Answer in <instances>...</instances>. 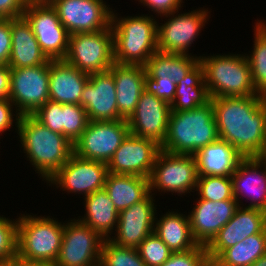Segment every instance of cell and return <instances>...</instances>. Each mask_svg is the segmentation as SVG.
Here are the masks:
<instances>
[{
    "label": "cell",
    "mask_w": 266,
    "mask_h": 266,
    "mask_svg": "<svg viewBox=\"0 0 266 266\" xmlns=\"http://www.w3.org/2000/svg\"><path fill=\"white\" fill-rule=\"evenodd\" d=\"M219 139L227 141L244 158L266 150L264 95L212 98Z\"/></svg>",
    "instance_id": "1"
},
{
    "label": "cell",
    "mask_w": 266,
    "mask_h": 266,
    "mask_svg": "<svg viewBox=\"0 0 266 266\" xmlns=\"http://www.w3.org/2000/svg\"><path fill=\"white\" fill-rule=\"evenodd\" d=\"M17 129L21 148L43 181L47 182L74 153V144L66 136L53 132L33 115H20Z\"/></svg>",
    "instance_id": "2"
},
{
    "label": "cell",
    "mask_w": 266,
    "mask_h": 266,
    "mask_svg": "<svg viewBox=\"0 0 266 266\" xmlns=\"http://www.w3.org/2000/svg\"><path fill=\"white\" fill-rule=\"evenodd\" d=\"M219 139L212 101L197 108L171 112L166 138L161 150L194 155Z\"/></svg>",
    "instance_id": "3"
},
{
    "label": "cell",
    "mask_w": 266,
    "mask_h": 266,
    "mask_svg": "<svg viewBox=\"0 0 266 266\" xmlns=\"http://www.w3.org/2000/svg\"><path fill=\"white\" fill-rule=\"evenodd\" d=\"M112 9L114 61L120 65L145 66L157 51V22L153 15L118 18Z\"/></svg>",
    "instance_id": "4"
},
{
    "label": "cell",
    "mask_w": 266,
    "mask_h": 266,
    "mask_svg": "<svg viewBox=\"0 0 266 266\" xmlns=\"http://www.w3.org/2000/svg\"><path fill=\"white\" fill-rule=\"evenodd\" d=\"M199 62L204 69V82L211 99L261 95L253 85L245 54L199 56Z\"/></svg>",
    "instance_id": "5"
},
{
    "label": "cell",
    "mask_w": 266,
    "mask_h": 266,
    "mask_svg": "<svg viewBox=\"0 0 266 266\" xmlns=\"http://www.w3.org/2000/svg\"><path fill=\"white\" fill-rule=\"evenodd\" d=\"M65 223L51 216L20 214L17 228V256L53 266L62 244Z\"/></svg>",
    "instance_id": "6"
},
{
    "label": "cell",
    "mask_w": 266,
    "mask_h": 266,
    "mask_svg": "<svg viewBox=\"0 0 266 266\" xmlns=\"http://www.w3.org/2000/svg\"><path fill=\"white\" fill-rule=\"evenodd\" d=\"M64 60L86 74L108 71L115 63L111 26L96 32L69 35Z\"/></svg>",
    "instance_id": "7"
},
{
    "label": "cell",
    "mask_w": 266,
    "mask_h": 266,
    "mask_svg": "<svg viewBox=\"0 0 266 266\" xmlns=\"http://www.w3.org/2000/svg\"><path fill=\"white\" fill-rule=\"evenodd\" d=\"M197 179L196 160L193 155L174 154L161 150L149 178L150 193L157 189L155 192L185 195L195 192L192 190H196Z\"/></svg>",
    "instance_id": "8"
},
{
    "label": "cell",
    "mask_w": 266,
    "mask_h": 266,
    "mask_svg": "<svg viewBox=\"0 0 266 266\" xmlns=\"http://www.w3.org/2000/svg\"><path fill=\"white\" fill-rule=\"evenodd\" d=\"M9 99L20 115H33L49 99V61L43 65L10 68Z\"/></svg>",
    "instance_id": "9"
},
{
    "label": "cell",
    "mask_w": 266,
    "mask_h": 266,
    "mask_svg": "<svg viewBox=\"0 0 266 266\" xmlns=\"http://www.w3.org/2000/svg\"><path fill=\"white\" fill-rule=\"evenodd\" d=\"M130 133L125 119L89 121L74 143V153L84 159L108 164L115 151Z\"/></svg>",
    "instance_id": "10"
},
{
    "label": "cell",
    "mask_w": 266,
    "mask_h": 266,
    "mask_svg": "<svg viewBox=\"0 0 266 266\" xmlns=\"http://www.w3.org/2000/svg\"><path fill=\"white\" fill-rule=\"evenodd\" d=\"M209 12L202 8L188 13L180 12V14L178 10L165 15L168 20L164 21V24H157V51L192 55L189 54L188 48L194 44L193 42L209 20Z\"/></svg>",
    "instance_id": "11"
},
{
    "label": "cell",
    "mask_w": 266,
    "mask_h": 266,
    "mask_svg": "<svg viewBox=\"0 0 266 266\" xmlns=\"http://www.w3.org/2000/svg\"><path fill=\"white\" fill-rule=\"evenodd\" d=\"M23 17L30 24L39 46L49 60H64L69 33L52 5L26 4Z\"/></svg>",
    "instance_id": "12"
},
{
    "label": "cell",
    "mask_w": 266,
    "mask_h": 266,
    "mask_svg": "<svg viewBox=\"0 0 266 266\" xmlns=\"http://www.w3.org/2000/svg\"><path fill=\"white\" fill-rule=\"evenodd\" d=\"M104 239L78 219L65 223L62 244L53 266H99Z\"/></svg>",
    "instance_id": "13"
},
{
    "label": "cell",
    "mask_w": 266,
    "mask_h": 266,
    "mask_svg": "<svg viewBox=\"0 0 266 266\" xmlns=\"http://www.w3.org/2000/svg\"><path fill=\"white\" fill-rule=\"evenodd\" d=\"M108 173L106 163L84 159L73 153L47 183L67 193L87 196L104 188Z\"/></svg>",
    "instance_id": "14"
},
{
    "label": "cell",
    "mask_w": 266,
    "mask_h": 266,
    "mask_svg": "<svg viewBox=\"0 0 266 266\" xmlns=\"http://www.w3.org/2000/svg\"><path fill=\"white\" fill-rule=\"evenodd\" d=\"M52 6L69 35L111 26L112 8L103 0H56Z\"/></svg>",
    "instance_id": "15"
},
{
    "label": "cell",
    "mask_w": 266,
    "mask_h": 266,
    "mask_svg": "<svg viewBox=\"0 0 266 266\" xmlns=\"http://www.w3.org/2000/svg\"><path fill=\"white\" fill-rule=\"evenodd\" d=\"M160 151L156 142L129 133L108 162V172L149 179Z\"/></svg>",
    "instance_id": "16"
},
{
    "label": "cell",
    "mask_w": 266,
    "mask_h": 266,
    "mask_svg": "<svg viewBox=\"0 0 266 266\" xmlns=\"http://www.w3.org/2000/svg\"><path fill=\"white\" fill-rule=\"evenodd\" d=\"M154 193H149L140 202L119 212L115 236L109 240L116 245L137 248L139 244L152 232H154L155 216L157 208Z\"/></svg>",
    "instance_id": "17"
},
{
    "label": "cell",
    "mask_w": 266,
    "mask_h": 266,
    "mask_svg": "<svg viewBox=\"0 0 266 266\" xmlns=\"http://www.w3.org/2000/svg\"><path fill=\"white\" fill-rule=\"evenodd\" d=\"M170 104L146 90L140 95L133 114L127 120L130 133L162 146L168 130Z\"/></svg>",
    "instance_id": "18"
},
{
    "label": "cell",
    "mask_w": 266,
    "mask_h": 266,
    "mask_svg": "<svg viewBox=\"0 0 266 266\" xmlns=\"http://www.w3.org/2000/svg\"><path fill=\"white\" fill-rule=\"evenodd\" d=\"M258 233H266V212L257 208L239 206L232 219L219 230L206 247L210 263L225 249Z\"/></svg>",
    "instance_id": "19"
},
{
    "label": "cell",
    "mask_w": 266,
    "mask_h": 266,
    "mask_svg": "<svg viewBox=\"0 0 266 266\" xmlns=\"http://www.w3.org/2000/svg\"><path fill=\"white\" fill-rule=\"evenodd\" d=\"M188 214L192 236L198 245L207 247L239 207L235 199L208 201L197 198Z\"/></svg>",
    "instance_id": "20"
},
{
    "label": "cell",
    "mask_w": 266,
    "mask_h": 266,
    "mask_svg": "<svg viewBox=\"0 0 266 266\" xmlns=\"http://www.w3.org/2000/svg\"><path fill=\"white\" fill-rule=\"evenodd\" d=\"M81 106L89 121H113L123 119L118 113L113 74L105 72L89 74L83 88Z\"/></svg>",
    "instance_id": "21"
},
{
    "label": "cell",
    "mask_w": 266,
    "mask_h": 266,
    "mask_svg": "<svg viewBox=\"0 0 266 266\" xmlns=\"http://www.w3.org/2000/svg\"><path fill=\"white\" fill-rule=\"evenodd\" d=\"M231 180L233 196L239 206L242 205L239 204L242 203V198L246 199L247 196L250 204L245 205L246 208H257L266 212V168L257 157L243 158Z\"/></svg>",
    "instance_id": "22"
},
{
    "label": "cell",
    "mask_w": 266,
    "mask_h": 266,
    "mask_svg": "<svg viewBox=\"0 0 266 266\" xmlns=\"http://www.w3.org/2000/svg\"><path fill=\"white\" fill-rule=\"evenodd\" d=\"M89 74L65 60H49V99L61 104L81 105V95Z\"/></svg>",
    "instance_id": "23"
},
{
    "label": "cell",
    "mask_w": 266,
    "mask_h": 266,
    "mask_svg": "<svg viewBox=\"0 0 266 266\" xmlns=\"http://www.w3.org/2000/svg\"><path fill=\"white\" fill-rule=\"evenodd\" d=\"M109 71L115 81L118 113L128 120L136 109L140 95L145 91L146 68L142 65L114 63Z\"/></svg>",
    "instance_id": "24"
},
{
    "label": "cell",
    "mask_w": 266,
    "mask_h": 266,
    "mask_svg": "<svg viewBox=\"0 0 266 266\" xmlns=\"http://www.w3.org/2000/svg\"><path fill=\"white\" fill-rule=\"evenodd\" d=\"M193 156L198 177H231L238 163L244 158L232 145L221 139L204 146Z\"/></svg>",
    "instance_id": "25"
},
{
    "label": "cell",
    "mask_w": 266,
    "mask_h": 266,
    "mask_svg": "<svg viewBox=\"0 0 266 266\" xmlns=\"http://www.w3.org/2000/svg\"><path fill=\"white\" fill-rule=\"evenodd\" d=\"M11 37L12 47L8 62L10 68L39 66L49 61L23 16L11 19Z\"/></svg>",
    "instance_id": "26"
},
{
    "label": "cell",
    "mask_w": 266,
    "mask_h": 266,
    "mask_svg": "<svg viewBox=\"0 0 266 266\" xmlns=\"http://www.w3.org/2000/svg\"><path fill=\"white\" fill-rule=\"evenodd\" d=\"M85 215L78 220L88 225L104 240L109 239L116 230L119 212L111 201L107 191L103 188L84 197ZM81 217V218H80Z\"/></svg>",
    "instance_id": "27"
},
{
    "label": "cell",
    "mask_w": 266,
    "mask_h": 266,
    "mask_svg": "<svg viewBox=\"0 0 266 266\" xmlns=\"http://www.w3.org/2000/svg\"><path fill=\"white\" fill-rule=\"evenodd\" d=\"M104 189L118 212L140 202L150 193L148 178L111 172L107 175Z\"/></svg>",
    "instance_id": "28"
},
{
    "label": "cell",
    "mask_w": 266,
    "mask_h": 266,
    "mask_svg": "<svg viewBox=\"0 0 266 266\" xmlns=\"http://www.w3.org/2000/svg\"><path fill=\"white\" fill-rule=\"evenodd\" d=\"M159 219L155 218L154 233L173 253L186 252L198 245L192 236L188 215L168 211Z\"/></svg>",
    "instance_id": "29"
},
{
    "label": "cell",
    "mask_w": 266,
    "mask_h": 266,
    "mask_svg": "<svg viewBox=\"0 0 266 266\" xmlns=\"http://www.w3.org/2000/svg\"><path fill=\"white\" fill-rule=\"evenodd\" d=\"M176 84L174 100L170 104L171 112L191 110L211 101L204 82V69L200 62Z\"/></svg>",
    "instance_id": "30"
},
{
    "label": "cell",
    "mask_w": 266,
    "mask_h": 266,
    "mask_svg": "<svg viewBox=\"0 0 266 266\" xmlns=\"http://www.w3.org/2000/svg\"><path fill=\"white\" fill-rule=\"evenodd\" d=\"M199 62V56L156 51L145 65L152 78H171L176 83Z\"/></svg>",
    "instance_id": "31"
},
{
    "label": "cell",
    "mask_w": 266,
    "mask_h": 266,
    "mask_svg": "<svg viewBox=\"0 0 266 266\" xmlns=\"http://www.w3.org/2000/svg\"><path fill=\"white\" fill-rule=\"evenodd\" d=\"M266 254V233L253 234L225 249L211 266H251Z\"/></svg>",
    "instance_id": "32"
},
{
    "label": "cell",
    "mask_w": 266,
    "mask_h": 266,
    "mask_svg": "<svg viewBox=\"0 0 266 266\" xmlns=\"http://www.w3.org/2000/svg\"><path fill=\"white\" fill-rule=\"evenodd\" d=\"M254 46L247 55L255 90L266 96V20H258L254 27Z\"/></svg>",
    "instance_id": "33"
},
{
    "label": "cell",
    "mask_w": 266,
    "mask_h": 266,
    "mask_svg": "<svg viewBox=\"0 0 266 266\" xmlns=\"http://www.w3.org/2000/svg\"><path fill=\"white\" fill-rule=\"evenodd\" d=\"M99 266H146L137 248L123 247L105 239L101 246Z\"/></svg>",
    "instance_id": "34"
},
{
    "label": "cell",
    "mask_w": 266,
    "mask_h": 266,
    "mask_svg": "<svg viewBox=\"0 0 266 266\" xmlns=\"http://www.w3.org/2000/svg\"><path fill=\"white\" fill-rule=\"evenodd\" d=\"M195 191H198L197 196H199V199H204L212 202L235 199L233 196L231 177H198Z\"/></svg>",
    "instance_id": "35"
},
{
    "label": "cell",
    "mask_w": 266,
    "mask_h": 266,
    "mask_svg": "<svg viewBox=\"0 0 266 266\" xmlns=\"http://www.w3.org/2000/svg\"><path fill=\"white\" fill-rule=\"evenodd\" d=\"M89 122L86 110L77 104H62L61 134L73 144L81 136Z\"/></svg>",
    "instance_id": "36"
},
{
    "label": "cell",
    "mask_w": 266,
    "mask_h": 266,
    "mask_svg": "<svg viewBox=\"0 0 266 266\" xmlns=\"http://www.w3.org/2000/svg\"><path fill=\"white\" fill-rule=\"evenodd\" d=\"M137 250L146 266H161L173 253L154 232L139 244Z\"/></svg>",
    "instance_id": "37"
},
{
    "label": "cell",
    "mask_w": 266,
    "mask_h": 266,
    "mask_svg": "<svg viewBox=\"0 0 266 266\" xmlns=\"http://www.w3.org/2000/svg\"><path fill=\"white\" fill-rule=\"evenodd\" d=\"M18 218L15 220L0 215V263L17 255Z\"/></svg>",
    "instance_id": "38"
},
{
    "label": "cell",
    "mask_w": 266,
    "mask_h": 266,
    "mask_svg": "<svg viewBox=\"0 0 266 266\" xmlns=\"http://www.w3.org/2000/svg\"><path fill=\"white\" fill-rule=\"evenodd\" d=\"M161 266H211L205 246L197 245L186 252L172 253Z\"/></svg>",
    "instance_id": "39"
},
{
    "label": "cell",
    "mask_w": 266,
    "mask_h": 266,
    "mask_svg": "<svg viewBox=\"0 0 266 266\" xmlns=\"http://www.w3.org/2000/svg\"><path fill=\"white\" fill-rule=\"evenodd\" d=\"M62 104L49 100L33 116L53 132L61 134Z\"/></svg>",
    "instance_id": "40"
},
{
    "label": "cell",
    "mask_w": 266,
    "mask_h": 266,
    "mask_svg": "<svg viewBox=\"0 0 266 266\" xmlns=\"http://www.w3.org/2000/svg\"><path fill=\"white\" fill-rule=\"evenodd\" d=\"M176 82L171 78H152L145 74V90L171 104L176 92Z\"/></svg>",
    "instance_id": "41"
},
{
    "label": "cell",
    "mask_w": 266,
    "mask_h": 266,
    "mask_svg": "<svg viewBox=\"0 0 266 266\" xmlns=\"http://www.w3.org/2000/svg\"><path fill=\"white\" fill-rule=\"evenodd\" d=\"M11 47V18H0V65H8Z\"/></svg>",
    "instance_id": "42"
},
{
    "label": "cell",
    "mask_w": 266,
    "mask_h": 266,
    "mask_svg": "<svg viewBox=\"0 0 266 266\" xmlns=\"http://www.w3.org/2000/svg\"><path fill=\"white\" fill-rule=\"evenodd\" d=\"M137 1V0H136ZM141 4L149 8L160 17L177 12L183 7V0H138ZM180 8V9H179Z\"/></svg>",
    "instance_id": "43"
},
{
    "label": "cell",
    "mask_w": 266,
    "mask_h": 266,
    "mask_svg": "<svg viewBox=\"0 0 266 266\" xmlns=\"http://www.w3.org/2000/svg\"><path fill=\"white\" fill-rule=\"evenodd\" d=\"M13 108H15V106L10 99H0V134L14 126V121H16L15 126L17 130L20 114L13 111Z\"/></svg>",
    "instance_id": "44"
},
{
    "label": "cell",
    "mask_w": 266,
    "mask_h": 266,
    "mask_svg": "<svg viewBox=\"0 0 266 266\" xmlns=\"http://www.w3.org/2000/svg\"><path fill=\"white\" fill-rule=\"evenodd\" d=\"M26 4V0H0V18L22 17Z\"/></svg>",
    "instance_id": "45"
},
{
    "label": "cell",
    "mask_w": 266,
    "mask_h": 266,
    "mask_svg": "<svg viewBox=\"0 0 266 266\" xmlns=\"http://www.w3.org/2000/svg\"><path fill=\"white\" fill-rule=\"evenodd\" d=\"M10 92V67L0 65V99H9Z\"/></svg>",
    "instance_id": "46"
},
{
    "label": "cell",
    "mask_w": 266,
    "mask_h": 266,
    "mask_svg": "<svg viewBox=\"0 0 266 266\" xmlns=\"http://www.w3.org/2000/svg\"><path fill=\"white\" fill-rule=\"evenodd\" d=\"M0 266H48L40 262L28 261L20 258L19 256H15L10 258L7 261L1 262Z\"/></svg>",
    "instance_id": "47"
},
{
    "label": "cell",
    "mask_w": 266,
    "mask_h": 266,
    "mask_svg": "<svg viewBox=\"0 0 266 266\" xmlns=\"http://www.w3.org/2000/svg\"><path fill=\"white\" fill-rule=\"evenodd\" d=\"M29 4L52 5L56 0H26Z\"/></svg>",
    "instance_id": "48"
},
{
    "label": "cell",
    "mask_w": 266,
    "mask_h": 266,
    "mask_svg": "<svg viewBox=\"0 0 266 266\" xmlns=\"http://www.w3.org/2000/svg\"><path fill=\"white\" fill-rule=\"evenodd\" d=\"M251 266H266V254L256 260Z\"/></svg>",
    "instance_id": "49"
},
{
    "label": "cell",
    "mask_w": 266,
    "mask_h": 266,
    "mask_svg": "<svg viewBox=\"0 0 266 266\" xmlns=\"http://www.w3.org/2000/svg\"><path fill=\"white\" fill-rule=\"evenodd\" d=\"M266 168V150L257 157Z\"/></svg>",
    "instance_id": "50"
}]
</instances>
